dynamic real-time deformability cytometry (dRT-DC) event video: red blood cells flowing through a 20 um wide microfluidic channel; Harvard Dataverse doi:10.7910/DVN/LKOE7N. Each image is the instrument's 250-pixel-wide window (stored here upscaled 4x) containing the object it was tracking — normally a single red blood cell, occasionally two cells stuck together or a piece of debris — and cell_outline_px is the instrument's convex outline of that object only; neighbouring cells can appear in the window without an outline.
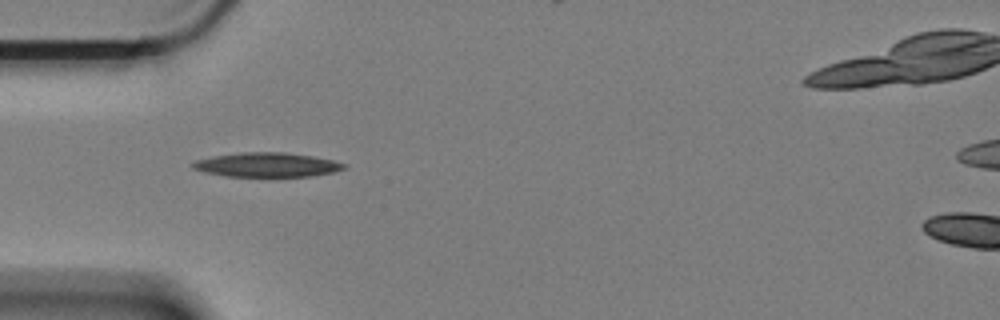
{"species": "Egyptian fruit bat (a non-hibernating species)", "species_latin": "Rousettus aegyptiacus", "temperature_condition": "cold", "stored_images_in_passage": 24, "camera_frame_rate_fps": 3000, "um_per_image_px": 0.085, "animal": {"sex": "female"}, "frame": {"image": 1, "passage_image": 1, "time_ms": 0.0, "image_size_px": [1000, 320], "cell_outline_px": [[348, 164], [344, 168], [332, 172], [312, 176], [224, 176], [204, 172], [192, 168], [192, 164], [196, 160], [216, 156], [244, 152], [284, 152], [312, 156], [332, 160]], "centroid_in_image_um": [22.7, 14.01], "position_along_channel_um": 62.3, "area_um2": 21.15}}
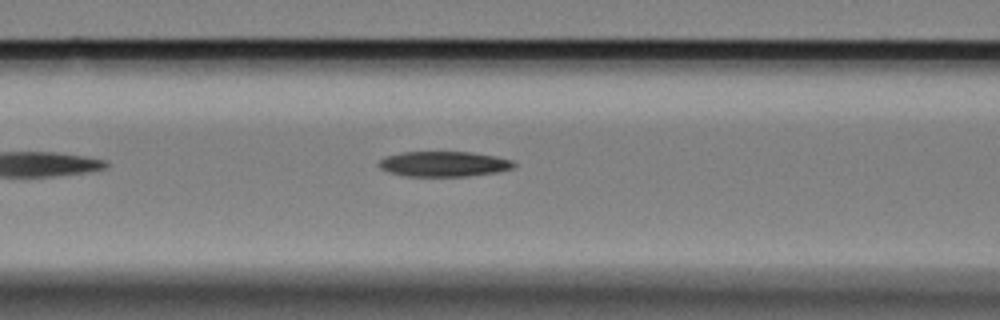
{"frame": {"image": 2, "passage_image": 7, "time_ms": 2.0, "image_size_px": [1000, 320], "cell_outline_px": [[516, 164], [512, 168], [496, 172], [468, 176], [404, 176], [388, 172], [380, 168], [376, 164], [380, 160], [388, 156], [404, 152], [468, 152], [496, 156], [512, 160]], "centroid_in_image_um": [37.71, 13.94], "position_along_channel_um": 128.9, "area_um2": 19.77}}
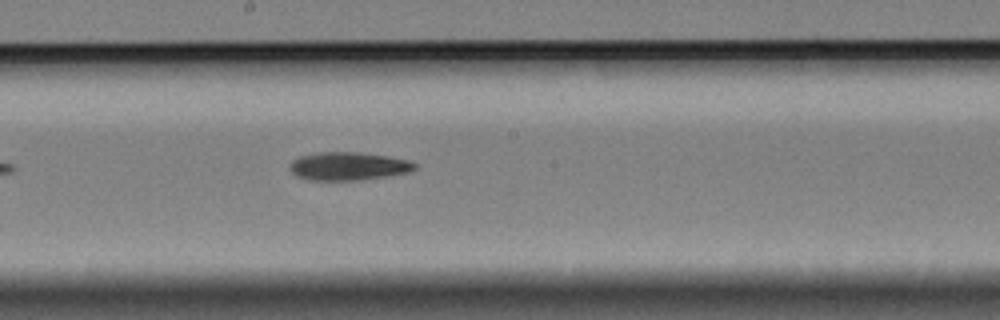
{"frame": {"image": 3, "passage_image": 15, "time_ms": 4.667, "image_size_px": [1000, 320], "cell_outline_px": [[416, 168], [412, 172], [356, 180], [308, 180], [296, 176], [292, 172], [288, 164], [292, 160], [300, 156], [320, 152], [356, 152], [388, 156], [408, 160], [416, 164]], "centroid_in_image_um": [29.58, 14.12], "position_along_channel_um": 218.6, "area_um2": 20.46}}